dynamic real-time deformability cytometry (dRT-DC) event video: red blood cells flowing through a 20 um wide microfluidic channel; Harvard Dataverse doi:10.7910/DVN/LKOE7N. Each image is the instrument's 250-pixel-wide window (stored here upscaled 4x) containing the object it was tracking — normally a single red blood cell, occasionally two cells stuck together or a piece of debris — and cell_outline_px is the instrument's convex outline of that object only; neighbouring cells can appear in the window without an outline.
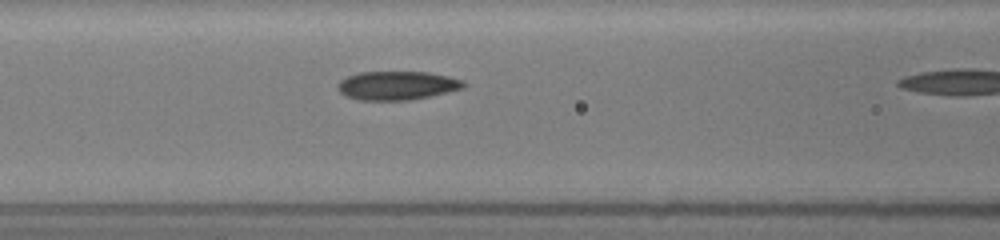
{"species": "common noctule bat (a hibernating species)", "species_latin": "Nyctalus noctula", "temperature_condition": "room temperature", "stored_images_in_passage": 7, "camera_frame_rate_fps": 3000, "um_per_image_px": 0.085, "animal": {"sex": "female", "body_mass_g": 19.5, "forearm_length_mm": 54.1}, "frame": {"image": 1, "passage_image": 6, "time_ms": 3.333, "image_size_px": [1000, 240], "cell_outline_px": [[464, 88], [428, 96], [408, 100], [360, 100], [348, 96], [340, 92], [340, 80], [348, 76], [360, 72], [428, 72], [448, 76], [464, 80]], "centroid_in_image_um": [33.78, 7.26], "position_along_channel_um": 132.8, "area_um2": 20.69}}